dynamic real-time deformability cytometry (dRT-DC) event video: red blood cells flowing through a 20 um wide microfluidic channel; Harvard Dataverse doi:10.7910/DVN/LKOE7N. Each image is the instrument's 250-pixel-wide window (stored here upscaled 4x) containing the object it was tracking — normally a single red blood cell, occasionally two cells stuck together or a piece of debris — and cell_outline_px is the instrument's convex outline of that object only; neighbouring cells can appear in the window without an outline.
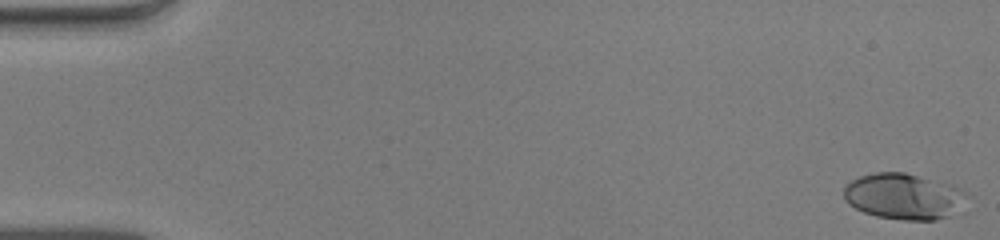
{"species": "human", "species_latin": "Homo sapiens", "temperature_condition": "warm", "stored_images_in_passage": 52, "camera_frame_rate_fps": 3000, "um_per_image_px": 0.085, "donor": {"sex": "male"}, "frame": {"image": 1, "passage_image": 1, "time_ms": 0.0, "image_size_px": [1000, 240], "cell_outline_px": [[972, 196], [952, 216], [936, 220], [900, 220], [876, 216], [864, 212], [848, 204], [844, 200], [844, 188], [852, 180], [860, 176], [876, 172], [904, 172], [952, 184], [968, 192]], "centroid_in_image_um": [76.89, 16.7], "position_along_channel_um": 8.1, "area_um2": 33.52}}
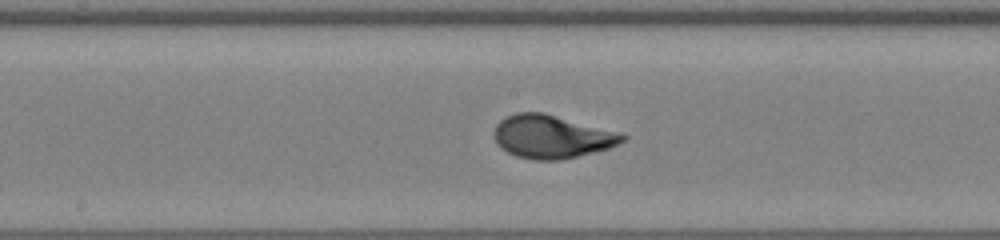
{"frame": {"image": 2, "passage_image": 28, "time_ms": 9.0, "image_size_px": [1000, 240], "cell_outline_px": [[628, 136], [624, 140], [608, 148], [560, 160], [532, 160], [516, 156], [500, 148], [496, 144], [492, 136], [492, 132], [496, 124], [504, 116], [516, 112], [544, 112]], "centroid_in_image_um": [46.76, 11.61], "position_along_channel_um": 201.4, "area_um2": 32.08}}
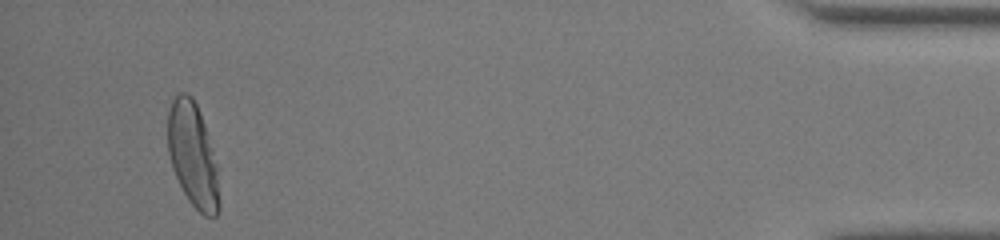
{"frame": {"image": 3, "passage_image": 50, "time_ms": 16.333, "image_size_px": [1000, 240], "cell_outline_px": [[220, 208], [216, 216], [204, 216], [188, 200], [172, 168], [168, 152], [168, 112], [172, 100], [180, 92], [188, 92], [192, 96], [196, 104], [204, 124], [212, 148], [216, 164], [220, 200]], "centroid_in_image_um": [16.39, 13.19], "position_along_channel_um": 418.8, "area_um2": 31.04}, "authors_computed_cell_mechanics": {"area_um2": 31.2409, "velocity_mm_per_s": 3.9539, "shape_relaxation_time_tau1_ms": 3.6232, "shape_relaxation_time_tau2_ms": null, "deformation_change_tau1": 0.227, "deformation_change_tau2": null}}